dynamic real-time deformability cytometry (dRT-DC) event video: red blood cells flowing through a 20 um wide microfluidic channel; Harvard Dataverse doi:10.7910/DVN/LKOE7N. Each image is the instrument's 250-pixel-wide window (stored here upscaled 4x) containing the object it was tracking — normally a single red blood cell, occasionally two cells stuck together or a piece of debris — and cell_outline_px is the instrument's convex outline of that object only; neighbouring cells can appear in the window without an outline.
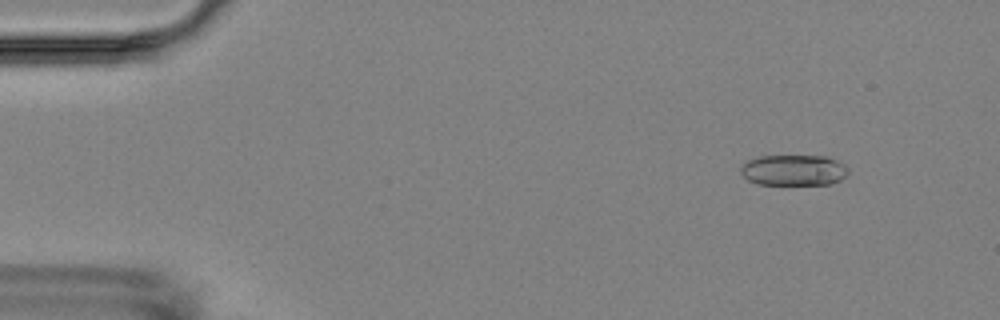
{"species": "Egyptian fruit bat (a non-hibernating species)", "species_latin": "Rousettus aegyptiacus", "temperature_condition": "room temperature", "stored_images_in_passage": 6, "camera_frame_rate_fps": 3000, "um_per_image_px": 0.085, "animal": {"sex": "female"}, "frame": {"image": 1, "passage_image": 2, "time_ms": 1.333, "image_size_px": [1000, 320], "cell_outline_px": [[848, 172], [840, 180], [828, 184], [756, 184], [748, 180], [740, 172], [740, 164], [748, 160], [760, 156], [828, 156], [844, 164], [848, 168]], "centroid_in_image_um": [67.43, 14.46], "position_along_channel_um": 17.6, "area_um2": 19.36}}
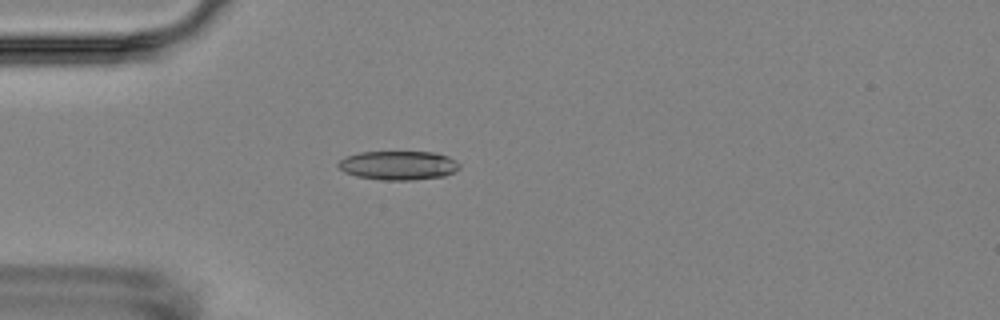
{"frame": {"image": 2, "passage_image": 5, "time_ms": 4.667, "image_size_px": [1000, 320], "cell_outline_px": [[460, 168], [444, 176], [412, 180], [384, 180], [356, 176], [344, 172], [336, 164], [340, 160], [348, 156], [360, 152], [432, 152], [448, 156], [460, 164]], "centroid_in_image_um": [33.85, 14.06], "position_along_channel_um": 51.1, "area_um2": 20.35}}